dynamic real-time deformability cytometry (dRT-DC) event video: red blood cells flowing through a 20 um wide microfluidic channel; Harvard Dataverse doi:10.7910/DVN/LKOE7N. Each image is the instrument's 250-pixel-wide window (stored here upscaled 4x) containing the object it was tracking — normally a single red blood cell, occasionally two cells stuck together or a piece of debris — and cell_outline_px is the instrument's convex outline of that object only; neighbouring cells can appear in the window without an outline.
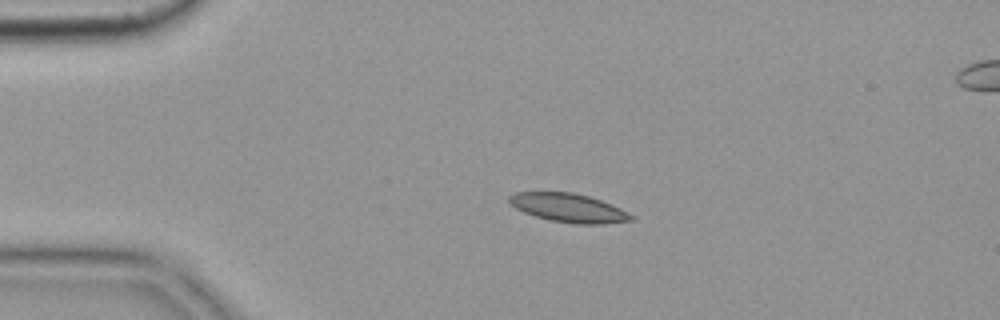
{"species": "common noctule bat (a hibernating species)", "species_latin": "Nyctalus noctula", "temperature_condition": "cold", "stored_images_in_passage": 45, "camera_frame_rate_fps": 3000, "um_per_image_px": 0.085, "animal": {"sex": "female", "body_mass_g": 19.9}, "frame": {"image": 1, "passage_image": 1, "time_ms": 0.0, "image_size_px": [1000, 320], "cell_outline_px": [[632, 220], [600, 224], [576, 224], [552, 220], [536, 216], [524, 212], [516, 208], [508, 200], [508, 196], [516, 192], [572, 192], [588, 196], [600, 200], [620, 208], [632, 216]], "centroid_in_image_um": [48.29, 17.66], "position_along_channel_um": 36.7, "area_um2": 20.0}}
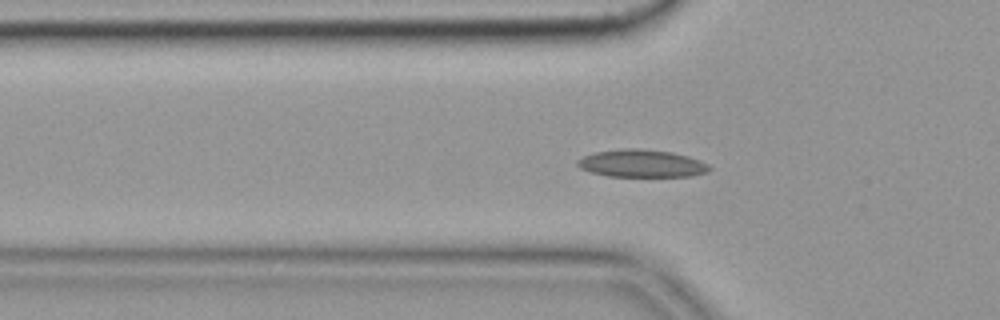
{"frame": {"image": 2, "passage_image": 7, "time_ms": 2.0, "image_size_px": [1000, 320], "cell_outline_px": [[712, 168], [708, 172], [692, 176], [608, 176], [592, 172], [580, 168], [576, 164], [576, 160], [592, 152], [624, 148], [636, 148], [672, 152], [688, 156], [708, 164]], "centroid_in_image_um": [54.53, 13.89], "position_along_channel_um": 71.3, "area_um2": 21.21}, "authors_computed_cell_mechanics": {"area_um2": 19.652, "velocity_mm_per_s": 3.5918, "shape_relaxation_time_tau1_ms": null, "shape_relaxation_time_tau2_ms": 3.7726, "deformation_change_tau1": null, "deformation_change_tau2": 0.0862}}